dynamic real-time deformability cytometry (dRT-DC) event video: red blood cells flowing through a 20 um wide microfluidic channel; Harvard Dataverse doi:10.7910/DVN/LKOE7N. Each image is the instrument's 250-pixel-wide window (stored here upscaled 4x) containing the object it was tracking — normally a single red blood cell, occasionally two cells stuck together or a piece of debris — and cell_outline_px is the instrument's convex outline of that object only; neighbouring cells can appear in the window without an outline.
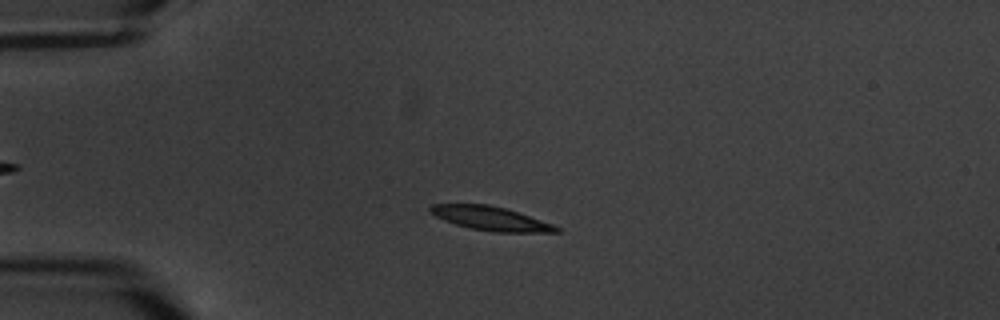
{"species": "common noctule bat (a hibernating species)", "species_latin": "Nyctalus noctula", "temperature_condition": "warm", "stored_images_in_passage": 5, "camera_frame_rate_fps": 3000, "um_per_image_px": 0.085, "animal": {"sex": "male", "body_mass_g": 20.1, "forearm_length_mm": 53.5}, "frame": {"image": 1, "passage_image": 4, "time_ms": 3.333, "image_size_px": [1000, 320], "cell_outline_px": [[560, 232], [496, 232], [472, 228], [456, 224], [444, 220], [436, 216], [428, 208], [432, 204], [488, 204], [504, 208], [552, 224], [560, 228]], "centroid_in_image_um": [41.69, 18.57], "position_along_channel_um": 43.3, "area_um2": 17.11}}